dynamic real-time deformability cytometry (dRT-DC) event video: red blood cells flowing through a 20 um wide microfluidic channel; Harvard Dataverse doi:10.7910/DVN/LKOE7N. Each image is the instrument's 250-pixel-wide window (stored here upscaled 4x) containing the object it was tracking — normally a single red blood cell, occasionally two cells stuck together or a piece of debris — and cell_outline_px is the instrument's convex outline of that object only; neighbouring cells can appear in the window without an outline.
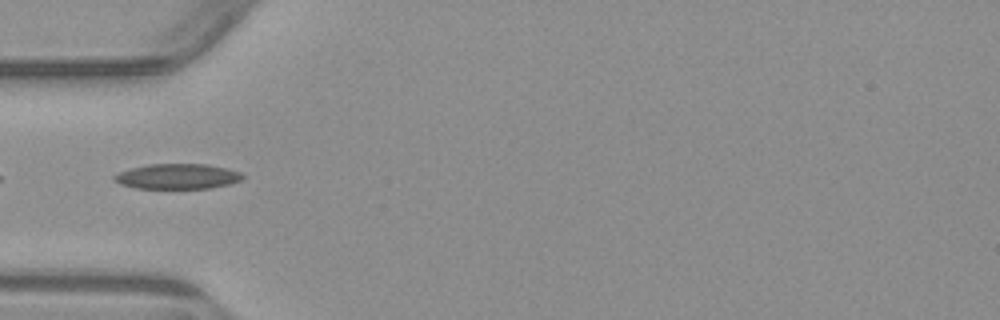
{"species": "common noctule bat (a hibernating species)", "species_latin": "Nyctalus noctula", "temperature_condition": "warm", "stored_images_in_passage": 5, "camera_frame_rate_fps": 3000, "um_per_image_px": 0.085, "animal": {"sex": "male", "body_mass_g": 23.1, "forearm_length_mm": 52.7}, "frame": {"image": 1, "passage_image": 5, "time_ms": 4.667, "image_size_px": [1000, 320], "cell_outline_px": [[244, 176], [240, 180], [228, 184], [212, 188], [132, 188], [120, 184], [112, 180], [112, 176], [120, 172], [132, 168], [148, 164], [208, 164], [240, 172]], "centroid_in_image_um": [15.04, 14.99], "position_along_channel_um": 70.0, "area_um2": 18.79}}